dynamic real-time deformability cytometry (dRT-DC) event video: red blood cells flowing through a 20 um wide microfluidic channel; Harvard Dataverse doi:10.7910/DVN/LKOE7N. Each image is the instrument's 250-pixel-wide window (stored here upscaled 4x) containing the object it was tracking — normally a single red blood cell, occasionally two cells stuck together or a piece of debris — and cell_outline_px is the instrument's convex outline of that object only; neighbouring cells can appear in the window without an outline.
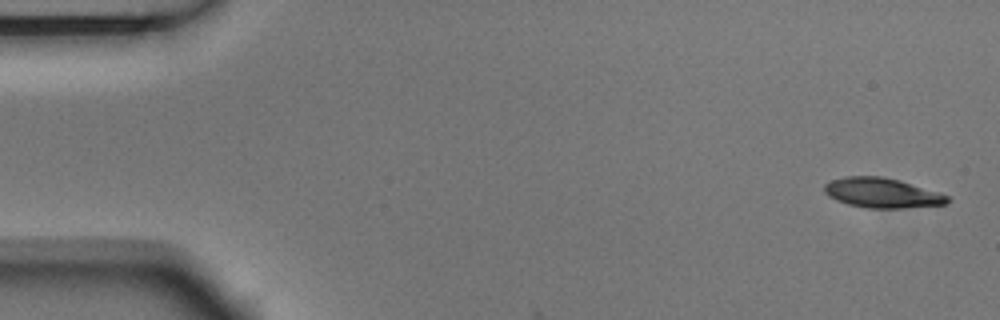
{"species": "Egyptian fruit bat (a non-hibernating species)", "species_latin": "Rousettus aegyptiacus", "temperature_condition": "room temperature", "stored_images_in_passage": 5, "camera_frame_rate_fps": 3000, "um_per_image_px": 0.085, "animal": {"sex": "male"}, "frame": {"image": 1, "passage_image": 1, "time_ms": 0.0, "image_size_px": [1000, 320], "cell_outline_px": [[952, 200], [944, 204], [900, 208], [868, 208], [848, 204], [836, 200], [824, 192], [824, 184], [832, 180], [844, 176], [880, 176], [900, 180], [948, 196]], "centroid_in_image_um": [74.94, 16.39], "position_along_channel_um": 10.1, "area_um2": 21.15}}